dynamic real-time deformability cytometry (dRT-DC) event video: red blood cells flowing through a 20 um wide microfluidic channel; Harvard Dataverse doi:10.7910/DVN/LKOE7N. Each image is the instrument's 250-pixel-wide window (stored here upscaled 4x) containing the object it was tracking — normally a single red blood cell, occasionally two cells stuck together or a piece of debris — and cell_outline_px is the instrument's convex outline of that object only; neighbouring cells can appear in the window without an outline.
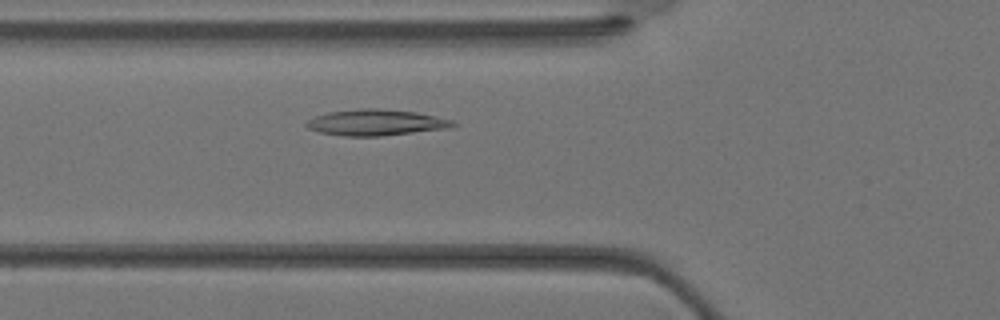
{"species": "Egyptian fruit bat (a non-hibernating species)", "species_latin": "Rousettus aegyptiacus", "temperature_condition": "warm", "stored_images_in_passage": 21, "camera_frame_rate_fps": 3000, "um_per_image_px": 0.085, "animal": {"sex": "female"}, "frame": {"image": 1, "passage_image": 2, "time_ms": 0.333, "image_size_px": [1000, 320], "cell_outline_px": [[456, 124], [448, 128], [380, 136], [344, 136], [320, 132], [308, 128], [304, 124], [308, 120], [316, 116], [328, 112], [364, 108], [376, 108], [416, 112], [452, 120]], "centroid_in_image_um": [31.92, 10.41], "position_along_channel_um": 93.9, "area_um2": 21.96}}
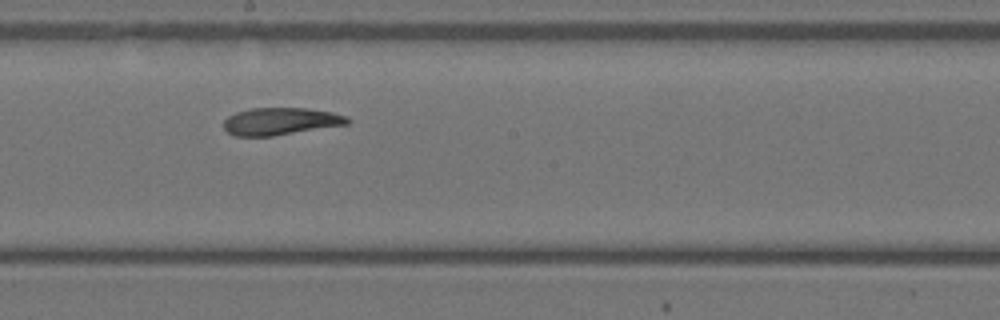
{"frame": {"image": 2, "passage_image": 9, "time_ms": 2.667, "image_size_px": [1000, 320], "cell_outline_px": [[352, 120], [348, 124], [272, 136], [232, 136], [224, 128], [224, 120], [228, 116], [236, 112], [252, 108], [308, 108], [332, 112], [348, 116]], "centroid_in_image_um": [23.86, 10.31], "position_along_channel_um": 224.3, "area_um2": 19.77}}
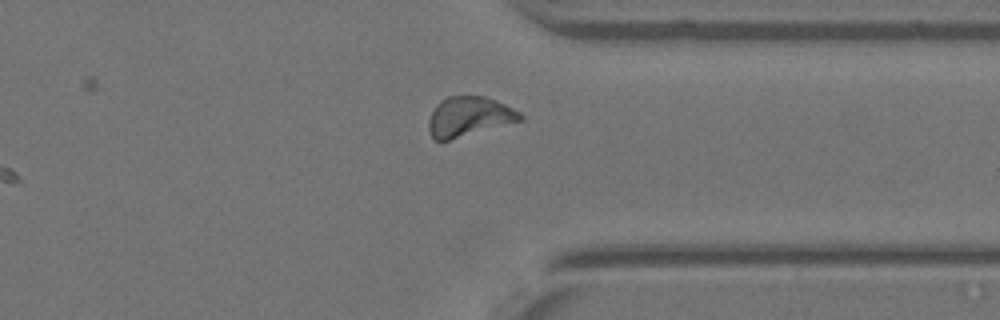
{"frame": {"image": 3, "passage_image": 17, "time_ms": 5.333, "image_size_px": [1000, 320], "cell_outline_px": [[524, 120], [448, 140], [432, 140], [428, 132], [428, 120], [436, 104], [440, 100], [448, 96], [484, 96], [496, 100], [520, 112], [524, 116]], "centroid_in_image_um": [39.85, 9.91], "position_along_channel_um": 371.6, "area_um2": 21.27}}